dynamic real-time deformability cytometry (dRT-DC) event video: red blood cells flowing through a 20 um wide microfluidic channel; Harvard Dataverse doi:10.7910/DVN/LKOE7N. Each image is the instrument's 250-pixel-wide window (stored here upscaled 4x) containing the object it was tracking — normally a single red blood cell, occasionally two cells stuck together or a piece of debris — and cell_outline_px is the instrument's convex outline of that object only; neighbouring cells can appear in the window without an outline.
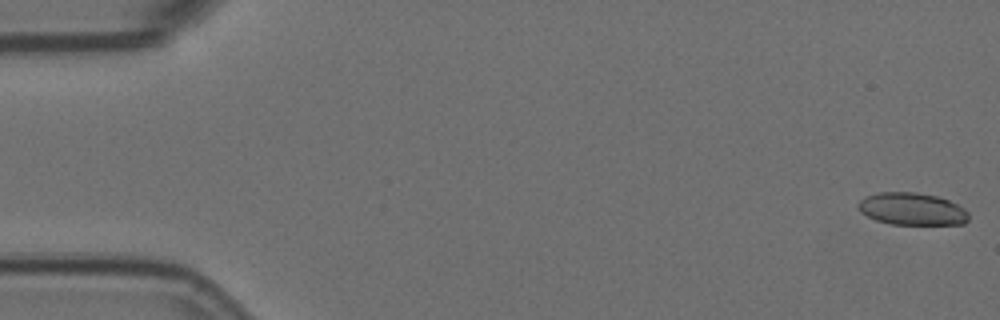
{"species": "Egyptian fruit bat (a non-hibernating species)", "species_latin": "Rousettus aegyptiacus", "temperature_condition": "room temperature", "stored_images_in_passage": 57, "camera_frame_rate_fps": 3000, "um_per_image_px": 0.085, "animal": {"sex": "female"}, "frame": {"image": 1, "passage_image": 1, "time_ms": 0.0, "image_size_px": [1000, 320], "cell_outline_px": [[968, 220], [964, 224], [892, 224], [876, 220], [860, 212], [856, 208], [856, 204], [864, 196], [876, 192], [916, 192], [936, 196], [948, 200], [964, 208], [968, 212]], "centroid_in_image_um": [77.47, 17.75], "position_along_channel_um": 7.5, "area_um2": 20.92}}
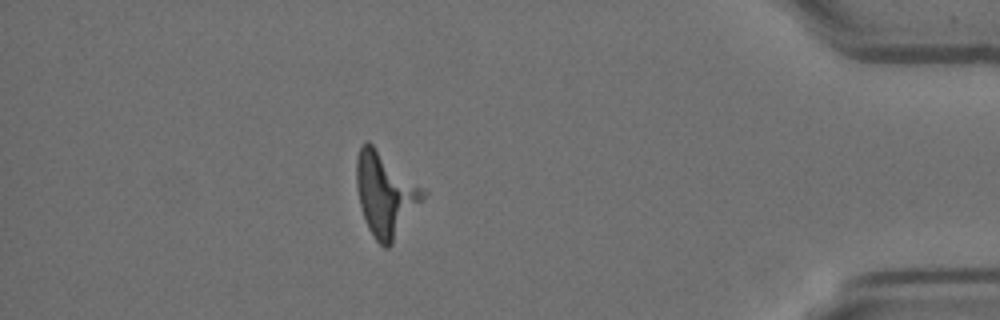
{"frame": {"image": 2, "passage_image": 50, "time_ms": 16.333, "image_size_px": [1000, 320], "cell_outline_px": [[428, 192], [392, 244], [388, 248], [384, 248], [372, 236], [368, 228], [360, 204], [356, 188], [356, 156], [364, 140], [368, 140]], "centroid_in_image_um": [32.73, 16.49], "position_along_channel_um": 402.5, "area_um2": 32.25}}